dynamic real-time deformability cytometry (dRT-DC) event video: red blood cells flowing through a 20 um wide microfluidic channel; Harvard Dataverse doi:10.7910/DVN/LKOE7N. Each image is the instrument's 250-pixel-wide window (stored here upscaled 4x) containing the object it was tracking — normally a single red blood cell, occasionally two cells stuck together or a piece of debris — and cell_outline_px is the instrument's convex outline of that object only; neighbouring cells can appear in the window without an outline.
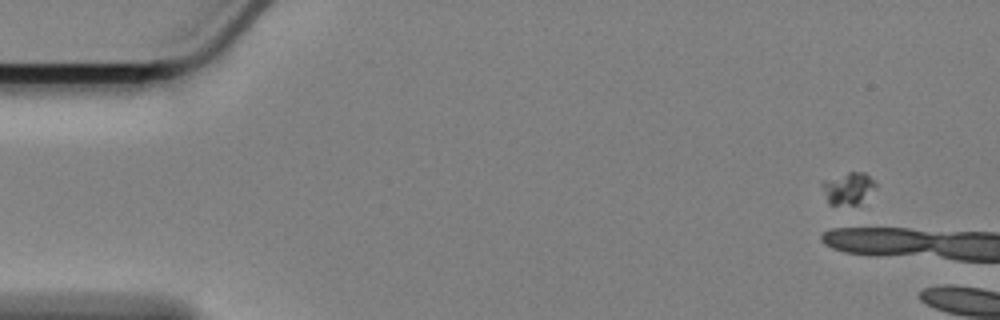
{"species": "Egyptian fruit bat (a non-hibernating species)", "species_latin": "Rousettus aegyptiacus", "temperature_condition": "cold", "stored_images_in_passage": 8, "camera_frame_rate_fps": 3000, "um_per_image_px": 0.085, "animal": {"sex": "female"}, "frame": {"image": 1, "passage_image": 5, "time_ms": 1.333, "image_size_px": [1000, 320], "cell_outline_px": [[876, 188], [860, 204], [828, 204], [820, 184], [820, 180], [848, 172], [864, 172], [876, 184]], "centroid_in_image_um": [72.05, 15.99], "position_along_channel_um": 13.0, "area_um2": 10.12}}